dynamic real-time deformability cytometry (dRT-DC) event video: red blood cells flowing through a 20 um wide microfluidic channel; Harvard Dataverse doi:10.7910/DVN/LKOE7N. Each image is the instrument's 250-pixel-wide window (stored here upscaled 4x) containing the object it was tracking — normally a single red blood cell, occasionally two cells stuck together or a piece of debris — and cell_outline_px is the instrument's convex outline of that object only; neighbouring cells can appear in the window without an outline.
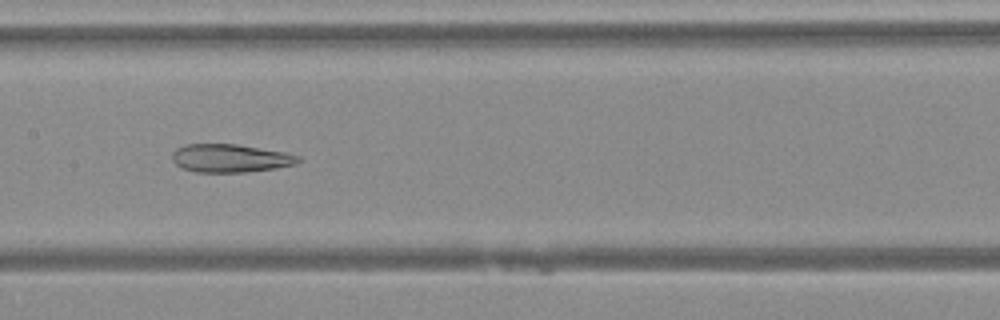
{"species": "Egyptian fruit bat (a non-hibernating species)", "species_latin": "Rousettus aegyptiacus", "temperature_condition": "warm", "stored_images_in_passage": 50, "camera_frame_rate_fps": 3000, "um_per_image_px": 0.085, "animal": {"sex": "female"}, "frame": {"image": 1, "passage_image": 25, "time_ms": 8.0, "image_size_px": [1000, 320], "cell_outline_px": [[300, 160], [296, 164], [276, 168], [244, 172], [196, 172], [180, 168], [172, 160], [172, 152], [176, 148], [184, 144], [236, 144], [284, 152], [300, 156]], "centroid_in_image_um": [19.53, 13.45], "position_along_channel_um": 187.9, "area_um2": 20.75}}
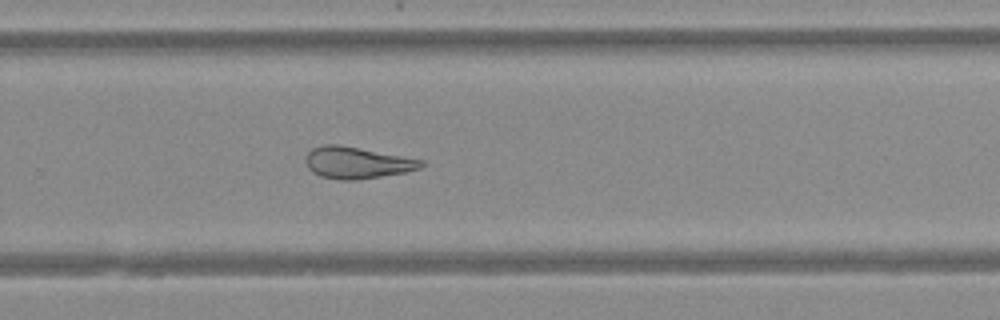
{"frame": {"image": 2, "passage_image": 33, "time_ms": 10.667, "image_size_px": [1000, 320], "cell_outline_px": [[424, 164], [420, 168], [404, 172], [356, 180], [340, 180], [320, 176], [312, 172], [308, 168], [304, 160], [304, 156], [312, 148], [324, 144], [340, 144], [424, 160]], "centroid_in_image_um": [30.29, 13.82], "position_along_channel_um": 299.5, "area_um2": 21.39}}
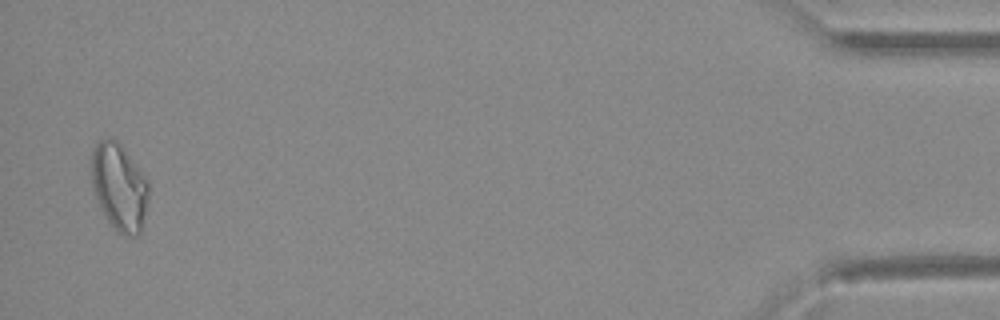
{"frame": {"image": 3, "passage_image": 48, "time_ms": 15.667, "image_size_px": [1000, 320], "cell_outline_px": [[148, 196], [140, 236], [124, 236], [112, 228], [104, 216], [92, 188], [92, 152], [96, 140], [112, 136], [124, 148], [140, 168], [148, 180]], "centroid_in_image_um": [10.13, 15.88], "position_along_channel_um": 425.1, "area_um2": 29.42}}